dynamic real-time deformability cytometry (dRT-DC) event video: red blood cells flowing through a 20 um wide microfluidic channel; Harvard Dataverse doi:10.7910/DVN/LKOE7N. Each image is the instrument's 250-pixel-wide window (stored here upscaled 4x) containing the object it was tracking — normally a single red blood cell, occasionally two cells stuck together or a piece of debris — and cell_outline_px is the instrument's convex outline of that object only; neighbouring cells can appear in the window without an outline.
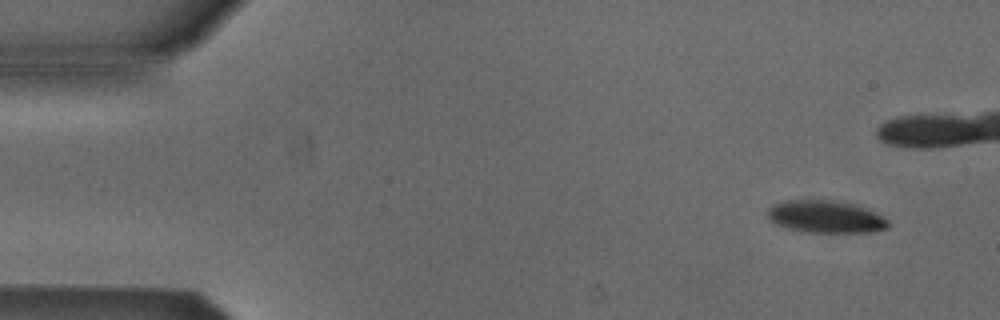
{"species": "Egyptian fruit bat (a non-hibernating species)", "species_latin": "Rousettus aegyptiacus", "temperature_condition": "cold", "stored_images_in_passage": 5, "camera_frame_rate_fps": 3000, "um_per_image_px": 0.085, "animal": {"sex": "male"}, "frame": {"image": 1, "passage_image": 1, "time_ms": 0.0, "image_size_px": [1000, 320], "cell_outline_px": [[888, 228], [872, 232], [808, 232], [776, 224], [768, 220], [768, 208], [772, 204], [784, 200], [836, 200], [852, 204], [876, 212], [888, 220]], "centroid_in_image_um": [70.17, 18.41], "position_along_channel_um": 14.8, "area_um2": 22.66}}